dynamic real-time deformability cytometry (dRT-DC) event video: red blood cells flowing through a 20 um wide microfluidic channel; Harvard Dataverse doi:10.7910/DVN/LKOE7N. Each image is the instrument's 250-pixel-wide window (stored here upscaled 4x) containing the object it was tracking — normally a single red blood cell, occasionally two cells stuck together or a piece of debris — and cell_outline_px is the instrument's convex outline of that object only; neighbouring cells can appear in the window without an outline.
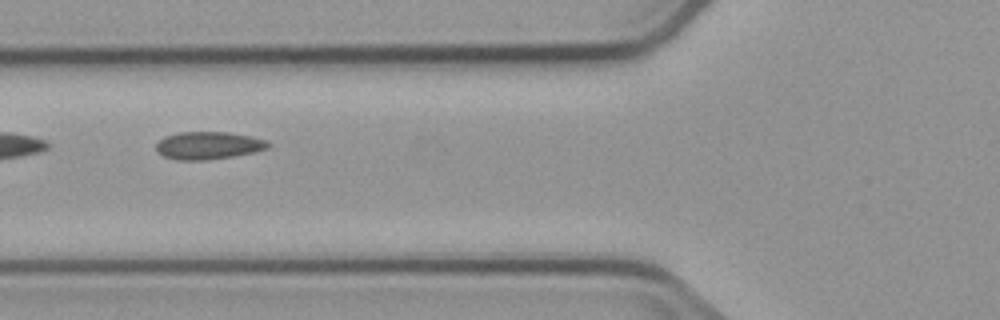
{"species": "common noctule bat (a hibernating species)", "species_latin": "Nyctalus noctula", "temperature_condition": "cold", "stored_images_in_passage": 9, "camera_frame_rate_fps": 3000, "um_per_image_px": 0.085, "animal": {"sex": "male", "body_mass_g": 23.1, "forearm_length_mm": 52.7}, "frame": {"image": 1, "passage_image": 6, "time_ms": 6.667, "image_size_px": [1000, 320], "cell_outline_px": [[272, 144], [268, 148], [252, 152], [232, 156], [204, 160], [176, 160], [164, 156], [156, 148], [156, 144], [164, 136], [180, 132], [228, 132], [252, 136], [264, 140]], "centroid_in_image_um": [17.71, 12.35], "position_along_channel_um": 108.1, "area_um2": 17.86}}
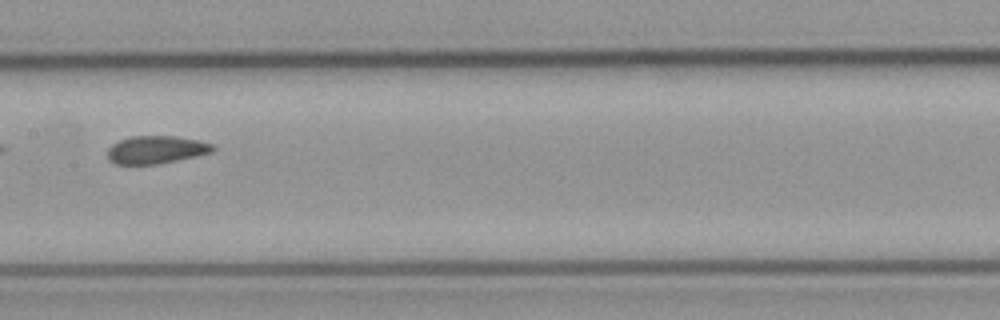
{"frame": {"image": 2, "passage_image": 8, "time_ms": 9.0, "image_size_px": [1000, 320], "cell_outline_px": [[216, 148], [212, 152], [196, 156], [156, 164], [116, 164], [108, 160], [108, 148], [112, 144], [120, 140], [132, 136], [176, 136], [196, 140], [212, 144]], "centroid_in_image_um": [13.25, 12.72], "position_along_channel_um": 194.1, "area_um2": 16.94}}
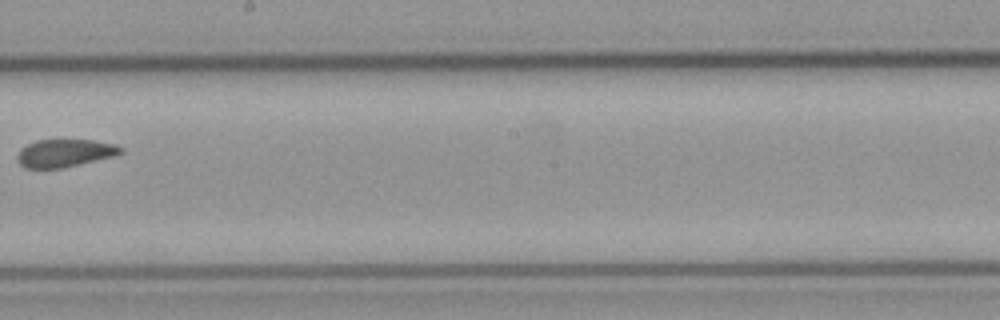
{"frame": {"image": 3, "passage_image": 9, "time_ms": 10.333, "image_size_px": [1000, 320], "cell_outline_px": [[124, 152], [116, 156], [64, 168], [24, 168], [16, 160], [16, 156], [20, 148], [36, 140], [92, 140], [112, 144], [124, 148]], "centroid_in_image_um": [5.5, 13.02], "position_along_channel_um": 242.7, "area_um2": 16.94}}